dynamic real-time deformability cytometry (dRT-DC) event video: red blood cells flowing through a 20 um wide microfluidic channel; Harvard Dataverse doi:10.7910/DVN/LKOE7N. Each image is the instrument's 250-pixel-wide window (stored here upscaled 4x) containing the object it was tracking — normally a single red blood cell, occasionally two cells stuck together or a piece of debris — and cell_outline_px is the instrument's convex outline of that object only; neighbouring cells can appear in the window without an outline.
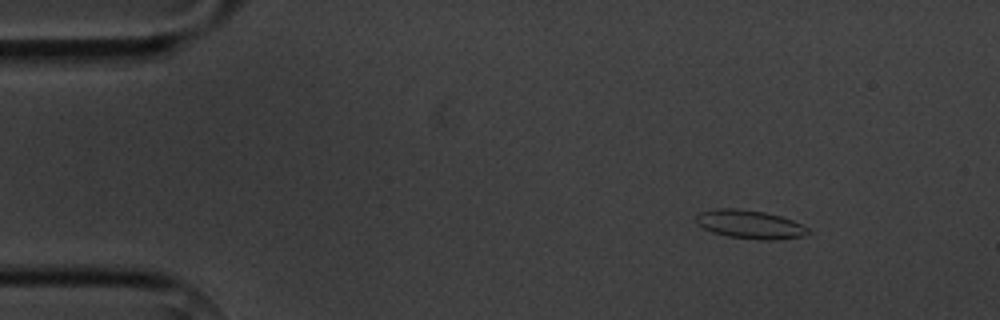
{"species": "common noctule bat (a hibernating species)", "species_latin": "Nyctalus noctula", "temperature_condition": "cold", "stored_images_in_passage": 5, "camera_frame_rate_fps": 3000, "um_per_image_px": 0.085, "animal": {"sex": "male", "body_mass_g": 20.1, "forearm_length_mm": 53.5}, "frame": {"image": 1, "passage_image": 2, "time_ms": 1.333, "image_size_px": [1000, 320], "cell_outline_px": [[812, 232], [804, 236], [776, 240], [760, 240], [728, 236], [712, 232], [696, 224], [696, 216], [700, 212], [716, 208], [736, 208], [764, 212], [780, 216], [792, 220], [808, 228]], "centroid_in_image_um": [63.74, 19.08], "position_along_channel_um": 21.3, "area_um2": 18.67}}